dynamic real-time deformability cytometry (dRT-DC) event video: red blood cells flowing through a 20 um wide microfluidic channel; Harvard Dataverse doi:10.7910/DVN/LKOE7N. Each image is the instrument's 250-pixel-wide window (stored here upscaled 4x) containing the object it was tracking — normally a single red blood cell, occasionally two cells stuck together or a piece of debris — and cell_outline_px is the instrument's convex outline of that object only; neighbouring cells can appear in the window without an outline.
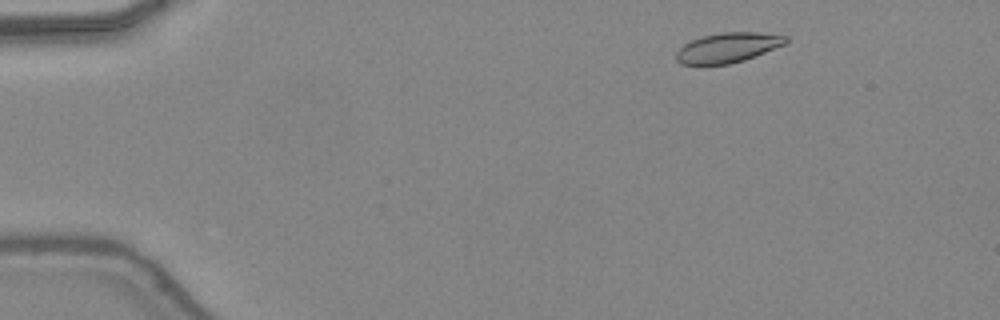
{"species": "common noctule bat (a hibernating species)", "species_latin": "Nyctalus noctula", "temperature_condition": "warm", "stored_images_in_passage": 45, "camera_frame_rate_fps": 3000, "um_per_image_px": 0.085, "animal": {"sex": "female", "body_mass_g": 24.6, "forearm_length_mm": 56.2}, "frame": {"image": 1, "passage_image": 4, "time_ms": 1.0, "image_size_px": [1000, 320], "cell_outline_px": [[788, 40], [784, 44], [744, 60], [728, 64], [680, 64], [676, 60], [676, 52], [684, 44], [692, 40], [704, 36], [724, 32], [756, 32], [788, 36]], "centroid_in_image_um": [61.85, 4.05], "position_along_channel_um": 23.2, "area_um2": 18.73}}
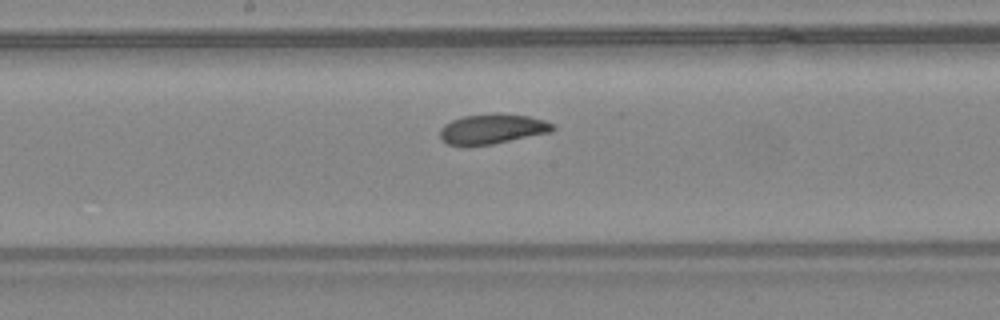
{"frame": {"image": 2, "passage_image": 23, "time_ms": 7.333, "image_size_px": [1000, 320], "cell_outline_px": [[556, 128], [552, 132], [492, 144], [464, 148], [448, 144], [440, 140], [440, 128], [444, 124], [452, 120], [464, 116], [492, 112], [500, 112], [528, 116], [544, 120], [552, 124]], "centroid_in_image_um": [41.8, 10.97], "position_along_channel_um": 206.4, "area_um2": 20.35}}
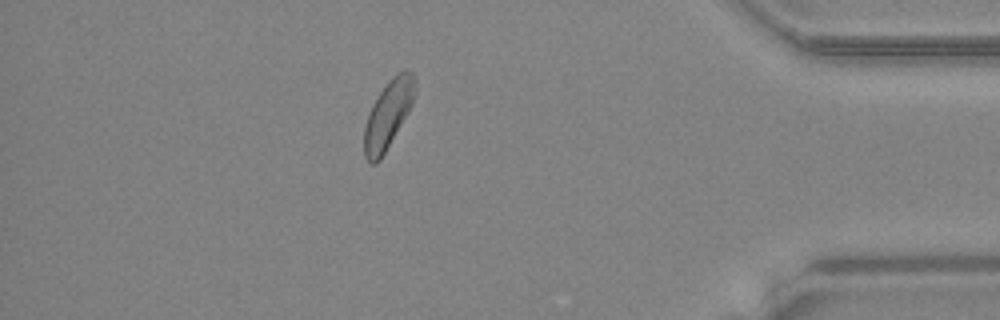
{"frame": {"image": 3, "passage_image": 39, "time_ms": 12.667, "image_size_px": [1000, 320], "cell_outline_px": [[416, 92], [412, 104], [408, 112], [380, 160], [376, 164], [372, 164], [364, 156], [364, 128], [368, 112], [372, 104], [388, 80], [392, 76], [404, 68], [412, 72], [416, 88]], "centroid_in_image_um": [32.98, 9.7], "position_along_channel_um": 402.2, "area_um2": 20.06}, "authors_computed_cell_mechanics": {"area_um2": 20.0566, "velocity_mm_per_s": 4.3884, "shape_relaxation_time_tau1_ms": 3.9239, "shape_relaxation_time_tau2_ms": null, "deformation_change_tau1": 0.1189, "deformation_change_tau2": null}}